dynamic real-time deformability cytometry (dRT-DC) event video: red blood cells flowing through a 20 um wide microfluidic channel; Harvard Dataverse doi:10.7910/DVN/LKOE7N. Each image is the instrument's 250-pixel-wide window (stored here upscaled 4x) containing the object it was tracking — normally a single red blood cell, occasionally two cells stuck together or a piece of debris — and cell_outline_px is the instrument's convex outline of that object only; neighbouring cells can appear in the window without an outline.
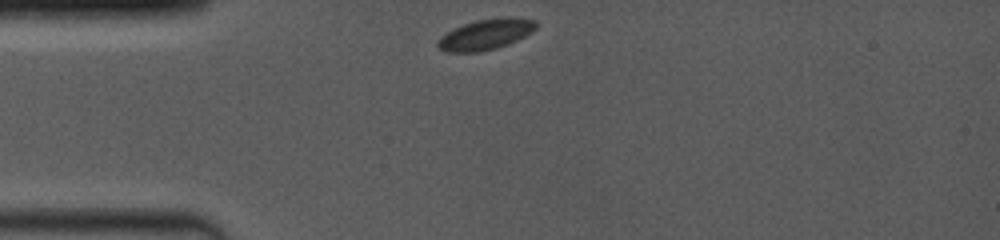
{"species": "common noctule bat (a hibernating species)", "species_latin": "Nyctalus noctula", "temperature_condition": "room temperature", "stored_images_in_passage": 2, "camera_frame_rate_fps": 4000, "um_per_image_px": 0.085, "animal": {"sex": "female", "body_mass_g": 19.0, "forearm_length_mm": 53.3}, "frame": {"image": 1, "passage_image": 1, "time_ms": 0.0, "image_size_px": [1000, 240], "cell_outline_px": [[536, 28], [532, 32], [508, 44], [496, 48], [476, 52], [444, 52], [436, 48], [436, 44], [440, 36], [464, 24], [476, 20], [500, 16], [512, 16], [536, 20]], "centroid_in_image_um": [41.28, 2.91], "position_along_channel_um": 43.7, "area_um2": 17.69}}